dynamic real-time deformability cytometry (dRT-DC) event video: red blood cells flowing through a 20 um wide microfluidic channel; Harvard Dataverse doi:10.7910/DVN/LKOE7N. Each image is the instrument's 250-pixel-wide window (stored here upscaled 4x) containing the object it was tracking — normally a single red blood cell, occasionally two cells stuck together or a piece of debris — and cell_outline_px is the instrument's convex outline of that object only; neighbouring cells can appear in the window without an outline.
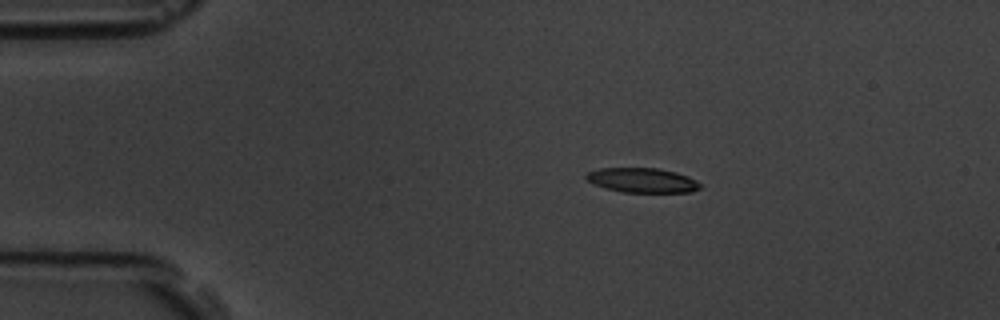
{"species": "common noctule bat (a hibernating species)", "species_latin": "Nyctalus noctula", "temperature_condition": "room temperature", "stored_images_in_passage": 5, "camera_frame_rate_fps": 3000, "um_per_image_px": 0.085, "animal": {"sex": "male", "body_mass_g": 19.5, "forearm_length_mm": 54.6}, "frame": {"image": 1, "passage_image": 3, "time_ms": 3.0, "image_size_px": [1000, 320], "cell_outline_px": [[700, 188], [692, 192], [620, 192], [604, 188], [588, 180], [584, 176], [588, 172], [600, 168], [660, 168], [676, 172], [688, 176], [696, 180], [700, 184]], "centroid_in_image_um": [54.6, 15.32], "position_along_channel_um": 30.4, "area_um2": 16.36}}
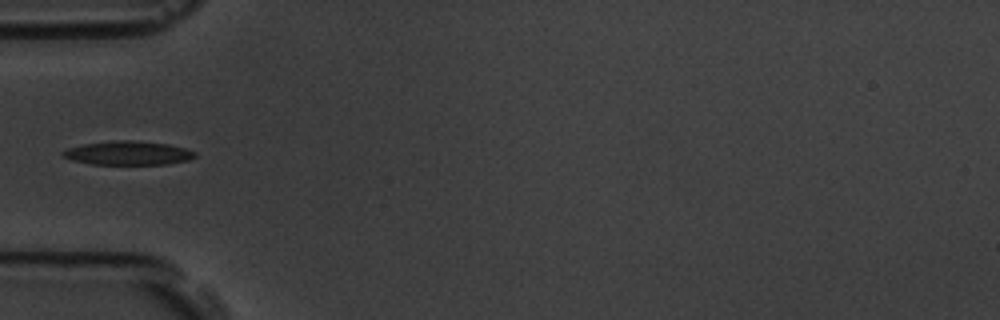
{"frame": {"image": 2, "passage_image": 5, "time_ms": 5.667, "image_size_px": [1000, 320], "cell_outline_px": [[196, 156], [188, 160], [168, 164], [92, 164], [72, 160], [60, 156], [60, 152], [68, 148], [84, 144], [120, 140], [132, 140], [168, 144], [184, 148], [196, 152]], "centroid_in_image_um": [10.87, 13.01], "position_along_channel_um": 74.1, "area_um2": 18.26}}